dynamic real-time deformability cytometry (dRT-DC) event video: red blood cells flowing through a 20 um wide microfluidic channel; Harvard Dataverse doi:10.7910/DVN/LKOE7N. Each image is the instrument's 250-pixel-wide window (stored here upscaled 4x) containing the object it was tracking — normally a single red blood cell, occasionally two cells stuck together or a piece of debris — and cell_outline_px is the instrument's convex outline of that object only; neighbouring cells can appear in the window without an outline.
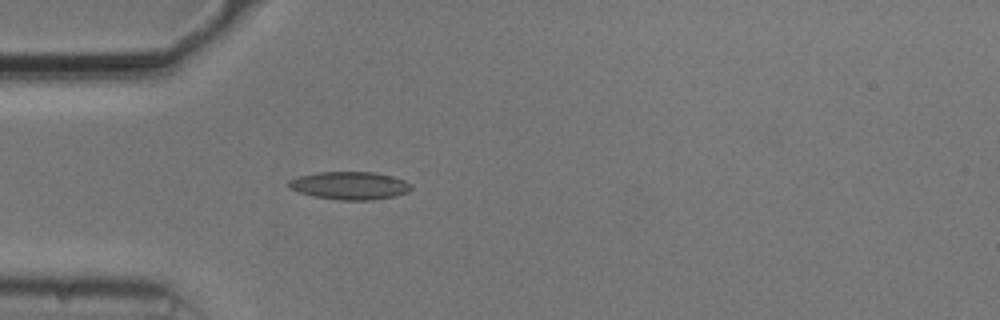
{"species": "common noctule bat (a hibernating species)", "species_latin": "Nyctalus noctula", "temperature_condition": "cold", "stored_images_in_passage": 39, "camera_frame_rate_fps": 3000, "um_per_image_px": 0.085, "animal": {"sex": "male", "body_mass_g": 20.5, "forearm_length_mm": 52.5}, "frame": {"image": 1, "passage_image": 1, "time_ms": 0.0, "image_size_px": [1000, 320], "cell_outline_px": [[412, 188], [408, 192], [396, 196], [372, 200], [340, 200], [312, 196], [296, 192], [288, 188], [288, 180], [300, 176], [320, 172], [376, 172], [392, 176], [404, 180], [412, 184]], "centroid_in_image_um": [29.73, 15.78], "position_along_channel_um": 55.3, "area_um2": 20.11}}
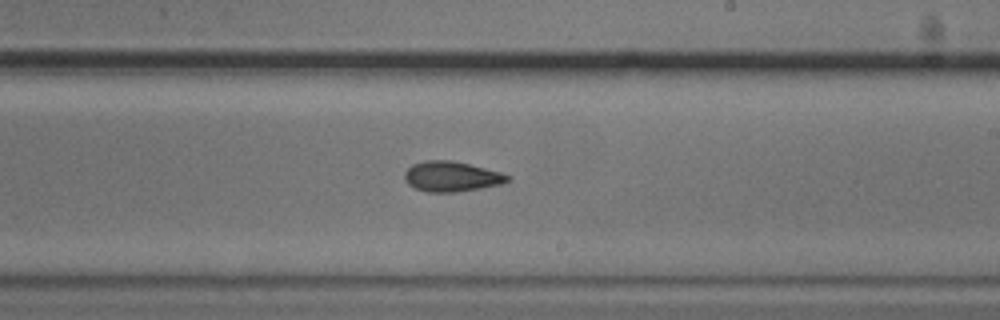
{"frame": {"image": 2, "passage_image": 17, "time_ms": 5.333, "image_size_px": [1000, 320], "cell_outline_px": [[512, 180], [500, 184], [480, 188], [456, 192], [428, 192], [416, 188], [408, 184], [404, 176], [404, 172], [412, 164], [424, 160], [452, 160], [500, 172], [512, 176]], "centroid_in_image_um": [38.38, 15.0], "position_along_channel_um": 250.6, "area_um2": 18.09}}
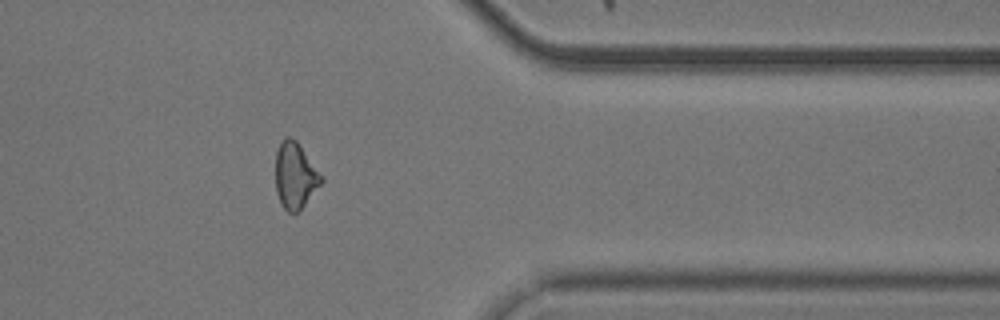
{"frame": {"image": 3, "passage_image": 29, "time_ms": 9.333, "image_size_px": [1000, 320], "cell_outline_px": [[324, 180], [300, 212], [288, 212], [284, 208], [276, 192], [276, 152], [280, 144], [288, 136], [292, 136], [296, 140], [324, 176]], "centroid_in_image_um": [25.12, 14.94], "position_along_channel_um": 386.3, "area_um2": 17.74}, "authors_computed_cell_mechanics": {"area_um2": 17.8602, "velocity_mm_per_s": 3.7611, "shape_relaxation_time_tau1_ms": 8.35, "shape_relaxation_time_tau2_ms": 3.3398, "deformation_change_tau1": 0.1926, "deformation_change_tau2": 0.108}}